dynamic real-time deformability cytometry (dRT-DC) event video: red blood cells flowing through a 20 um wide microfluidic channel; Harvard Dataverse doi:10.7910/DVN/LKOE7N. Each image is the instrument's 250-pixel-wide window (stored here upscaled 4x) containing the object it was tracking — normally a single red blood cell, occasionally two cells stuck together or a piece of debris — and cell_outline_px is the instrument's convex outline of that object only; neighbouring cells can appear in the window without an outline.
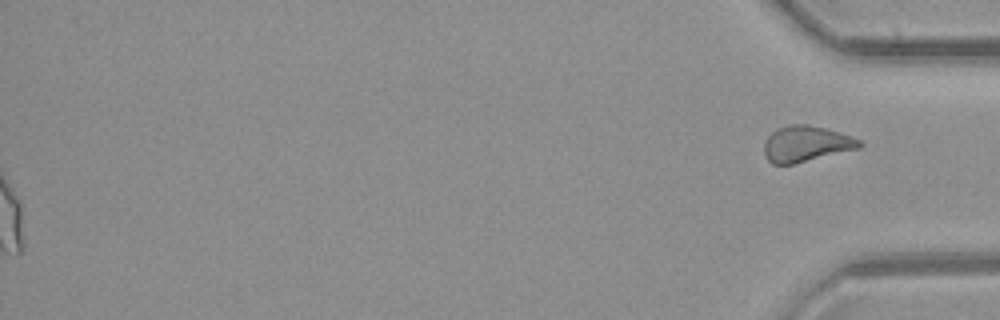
{"species": "common noctule bat (a hibernating species)", "species_latin": "Nyctalus noctula", "temperature_condition": "room temperature", "stored_images_in_passage": 44, "segment_of_instrument_passage": [2, 2], "camera_frame_rate_fps": 3000, "um_per_image_px": 0.085, "animal": {"sex": "female", "body_mass_g": 21.9}, "frame": {"image": 1, "passage_image": 44, "time_ms": 14.333, "image_size_px": [1000, 320], "cell_outline_px": [[864, 144], [860, 148], [792, 164], [772, 164], [764, 156], [764, 140], [776, 128], [788, 124], [808, 124], [824, 128], [860, 140]], "centroid_in_image_um": [68.47, 12.22], "position_along_channel_um": 366.7, "area_um2": 19.83}}